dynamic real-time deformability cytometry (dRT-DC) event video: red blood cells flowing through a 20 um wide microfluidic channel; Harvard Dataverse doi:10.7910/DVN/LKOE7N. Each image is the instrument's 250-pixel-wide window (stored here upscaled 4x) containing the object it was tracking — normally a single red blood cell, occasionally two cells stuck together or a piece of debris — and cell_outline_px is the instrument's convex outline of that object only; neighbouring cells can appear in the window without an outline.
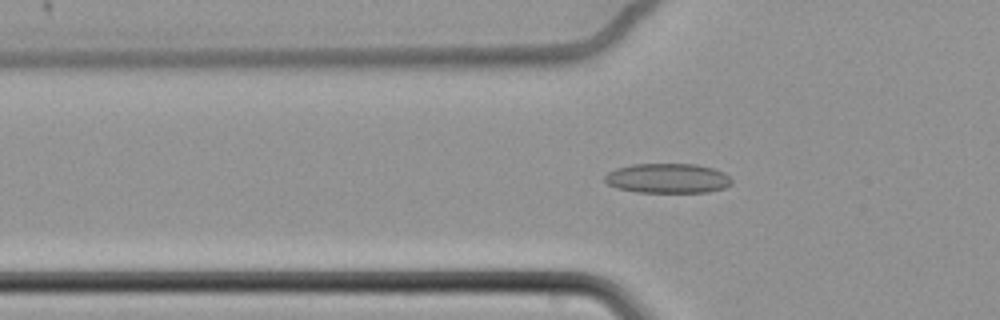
{"species": "common noctule bat (a hibernating species)", "species_latin": "Nyctalus noctula", "temperature_condition": "cold", "stored_images_in_passage": 65, "camera_frame_rate_fps": 3000, "um_per_image_px": 0.085, "animal": {"sex": "female", "body_mass_g": 22.7, "forearm_length_mm": 54.2}, "frame": {"image": 1, "passage_image": 25, "time_ms": 8.0, "image_size_px": [1000, 320], "cell_outline_px": [[732, 184], [724, 188], [708, 192], [636, 192], [616, 188], [608, 184], [604, 180], [604, 176], [608, 172], [616, 168], [632, 164], [696, 164], [712, 168], [724, 172], [732, 180]], "centroid_in_image_um": [56.74, 15.16], "position_along_channel_um": 69.1, "area_um2": 22.08}}
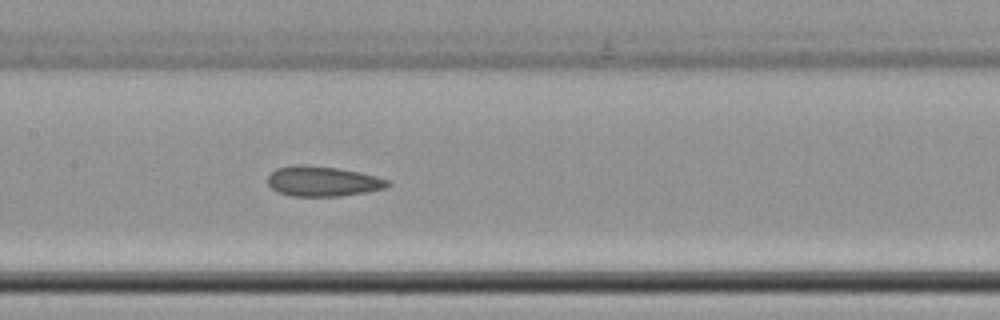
{"frame": {"image": 2, "passage_image": 35, "time_ms": 11.333, "image_size_px": [1000, 320], "cell_outline_px": [[392, 184], [388, 188], [368, 192], [340, 196], [292, 196], [280, 192], [272, 188], [268, 184], [268, 176], [276, 168], [292, 164], [304, 164], [336, 168], [360, 172], [376, 176], [388, 180]], "centroid_in_image_um": [27.46, 15.4], "position_along_channel_um": 179.9, "area_um2": 21.21}}
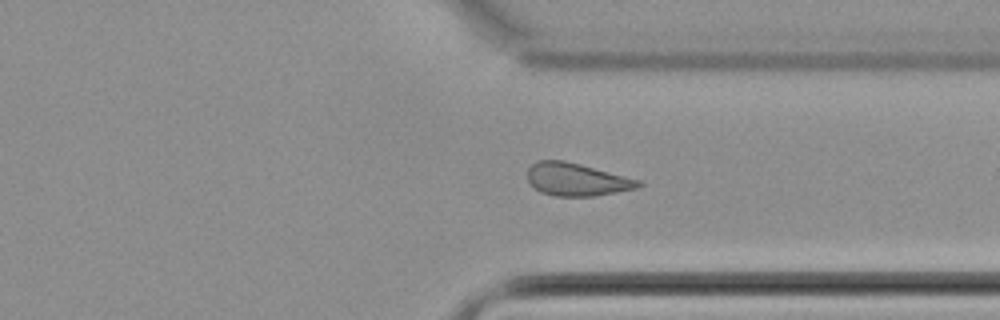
{"frame": {"image": 3, "passage_image": 51, "time_ms": 16.667, "image_size_px": [1000, 320], "cell_outline_px": [[644, 184], [640, 188], [592, 196], [556, 196], [540, 192], [528, 180], [528, 168], [532, 164], [540, 160], [564, 160], [580, 164], [640, 180]], "centroid_in_image_um": [49.04, 15.26], "position_along_channel_um": 362.4, "area_um2": 21.04}, "authors_computed_cell_mechanics": {"area_um2": 21.9062, "velocity_mm_per_s": 3.4072, "shape_relaxation_time_tau1_ms": null, "shape_relaxation_time_tau2_ms": 4.7752, "deformation_change_tau1": null, "deformation_change_tau2": 0.1301}}